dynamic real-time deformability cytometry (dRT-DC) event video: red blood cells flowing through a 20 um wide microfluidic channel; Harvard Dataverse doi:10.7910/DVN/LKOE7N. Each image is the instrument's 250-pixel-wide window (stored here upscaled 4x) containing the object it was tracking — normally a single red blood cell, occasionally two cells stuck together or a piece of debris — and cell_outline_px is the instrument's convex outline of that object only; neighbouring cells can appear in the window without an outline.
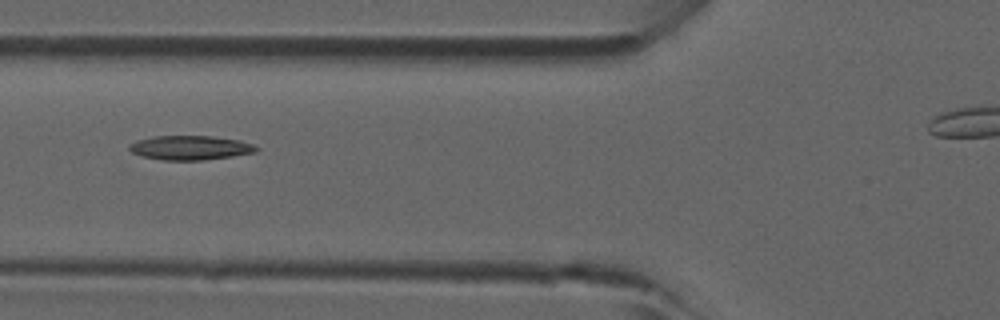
{"species": "common noctule bat (a hibernating species)", "species_latin": "Nyctalus noctula", "temperature_condition": "room temperature", "stored_images_in_passage": 5, "camera_frame_rate_fps": 3000, "um_per_image_px": 0.085, "animal": {"sex": "male", "forearm_length_mm": 52.5}, "frame": {"image": 1, "passage_image": 5, "time_ms": 1.333, "image_size_px": [1000, 320], "cell_outline_px": [[260, 148], [256, 152], [232, 156], [204, 160], [164, 160], [144, 156], [132, 152], [128, 148], [128, 144], [136, 140], [152, 136], [212, 136], [240, 140], [252, 144]], "centroid_in_image_um": [16.17, 12.55], "position_along_channel_um": 109.6, "area_um2": 17.98}}